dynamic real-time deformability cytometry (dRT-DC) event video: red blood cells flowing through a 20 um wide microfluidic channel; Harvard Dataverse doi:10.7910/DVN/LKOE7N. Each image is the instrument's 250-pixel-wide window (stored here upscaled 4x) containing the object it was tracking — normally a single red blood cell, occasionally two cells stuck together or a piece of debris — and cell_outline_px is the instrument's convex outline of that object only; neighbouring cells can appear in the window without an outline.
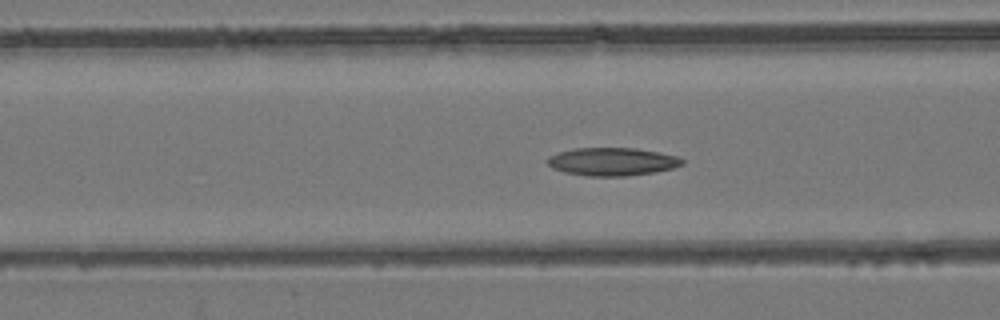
{"species": "common noctule bat (a hibernating species)", "species_latin": "Nyctalus noctula", "temperature_condition": "room temperature", "stored_images_in_passage": 53, "camera_frame_rate_fps": 3000, "um_per_image_px": 0.085, "animal": {"sex": "female", "body_mass_g": 24.6, "forearm_length_mm": 56.2}, "frame": {"image": 1, "passage_image": 21, "time_ms": 6.667, "image_size_px": [1000, 320], "cell_outline_px": [[684, 164], [672, 168], [656, 172], [628, 176], [588, 176], [564, 172], [552, 168], [544, 160], [548, 156], [556, 152], [576, 148], [636, 148], [680, 156], [684, 160]], "centroid_in_image_um": [52.03, 13.74], "position_along_channel_um": 114.6, "area_um2": 22.31}}
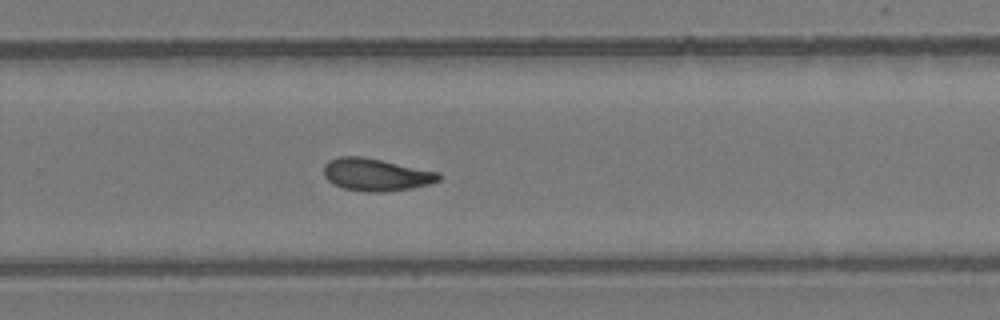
{"frame": {"image": 2, "passage_image": 35, "time_ms": 11.333, "image_size_px": [1000, 320], "cell_outline_px": [[440, 180], [428, 184], [408, 188], [384, 192], [364, 192], [344, 188], [332, 184], [324, 176], [324, 164], [328, 160], [340, 156], [364, 156], [440, 172]], "centroid_in_image_um": [31.93, 14.83], "position_along_channel_um": 297.9, "area_um2": 21.85}}
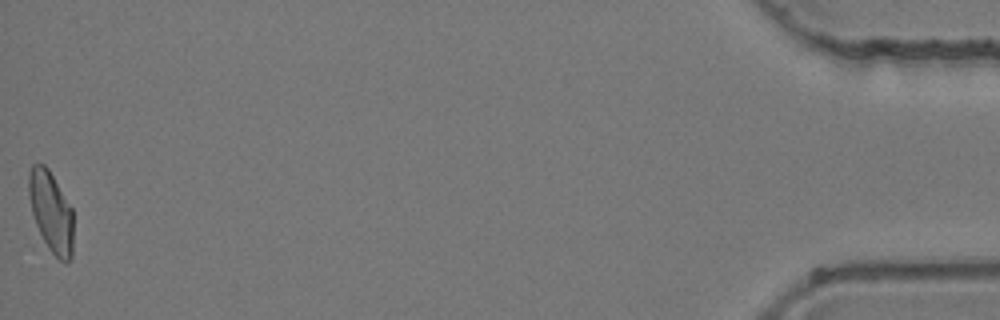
{"frame": {"image": 3, "passage_image": 53, "time_ms": 17.333, "image_size_px": [1000, 320], "cell_outline_px": [[72, 256], [68, 260], [60, 260], [48, 248], [36, 224], [32, 212], [28, 196], [28, 176], [32, 164], [44, 164], [48, 168], [72, 208]], "centroid_in_image_um": [4.32, 17.96], "position_along_channel_um": 430.9, "area_um2": 20.63}, "authors_computed_cell_mechanics": {"area_um2": 21.7328, "velocity_mm_per_s": 3.9336, "shape_relaxation_time_tau1_ms": null, "shape_relaxation_time_tau2_ms": 9.9997, "deformation_change_tau1": null, "deformation_change_tau2": 0.168}}